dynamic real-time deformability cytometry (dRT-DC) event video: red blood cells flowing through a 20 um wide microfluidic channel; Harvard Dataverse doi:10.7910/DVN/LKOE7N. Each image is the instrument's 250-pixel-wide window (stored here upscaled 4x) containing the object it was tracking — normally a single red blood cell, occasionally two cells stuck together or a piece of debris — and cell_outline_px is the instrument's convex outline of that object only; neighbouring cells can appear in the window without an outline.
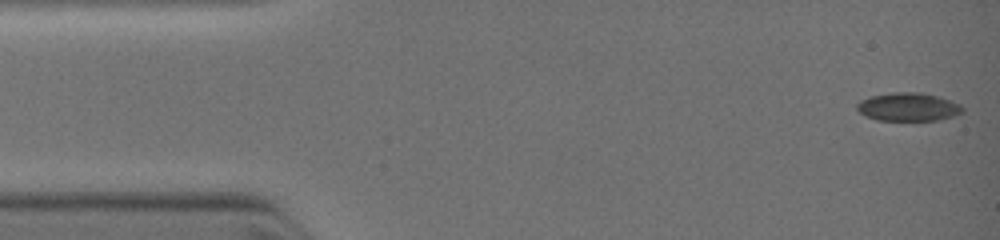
{"species": "common noctule bat (a hibernating species)", "species_latin": "Nyctalus noctula", "temperature_condition": "warm", "stored_images_in_passage": 6, "camera_frame_rate_fps": 3000, "um_per_image_px": 0.085, "animal": {"sex": "female", "body_mass_g": 19.0, "forearm_length_mm": 51.5}, "frame": {"image": 1, "passage_image": 1, "time_ms": 0.0, "image_size_px": [1000, 240], "cell_outline_px": [[964, 112], [952, 116], [936, 120], [880, 120], [868, 116], [860, 112], [856, 108], [856, 104], [860, 100], [868, 96], [892, 92], [920, 92], [936, 96], [960, 104], [964, 108]], "centroid_in_image_um": [77.18, 9.07], "position_along_channel_um": 7.8, "area_um2": 17.28}}
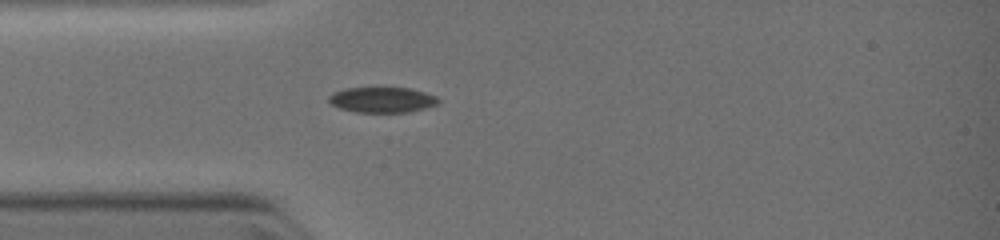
{"frame": {"image": 2, "passage_image": 6, "time_ms": 3.0, "image_size_px": [1000, 240], "cell_outline_px": [[440, 100], [436, 104], [424, 108], [404, 112], [356, 112], [340, 108], [332, 104], [328, 100], [328, 96], [332, 92], [344, 88], [408, 88], [424, 92], [436, 96]], "centroid_in_image_um": [32.44, 8.47], "position_along_channel_um": 52.6, "area_um2": 16.07}}